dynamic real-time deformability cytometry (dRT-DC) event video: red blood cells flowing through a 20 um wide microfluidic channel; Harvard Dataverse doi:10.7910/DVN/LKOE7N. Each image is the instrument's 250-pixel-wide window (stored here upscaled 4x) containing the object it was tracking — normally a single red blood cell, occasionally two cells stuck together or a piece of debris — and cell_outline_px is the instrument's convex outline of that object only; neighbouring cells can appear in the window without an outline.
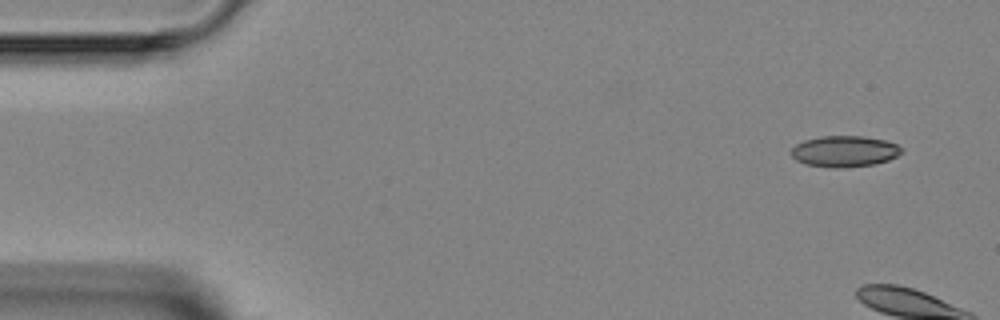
{"species": "Egyptian fruit bat (a non-hibernating species)", "species_latin": "Rousettus aegyptiacus", "temperature_condition": "room temperature", "stored_images_in_passage": 5, "camera_frame_rate_fps": 3000, "um_per_image_px": 0.085, "animal": {"sex": "female"}, "frame": {"image": 1, "passage_image": 1, "time_ms": 0.0, "image_size_px": [1000, 320], "cell_outline_px": [[900, 152], [896, 156], [888, 160], [876, 164], [836, 168], [832, 168], [804, 164], [796, 160], [792, 156], [792, 148], [796, 144], [804, 140], [820, 136], [864, 136], [884, 140], [896, 144], [900, 148]], "centroid_in_image_um": [71.74, 12.86], "position_along_channel_um": 13.3, "area_um2": 19.88}}